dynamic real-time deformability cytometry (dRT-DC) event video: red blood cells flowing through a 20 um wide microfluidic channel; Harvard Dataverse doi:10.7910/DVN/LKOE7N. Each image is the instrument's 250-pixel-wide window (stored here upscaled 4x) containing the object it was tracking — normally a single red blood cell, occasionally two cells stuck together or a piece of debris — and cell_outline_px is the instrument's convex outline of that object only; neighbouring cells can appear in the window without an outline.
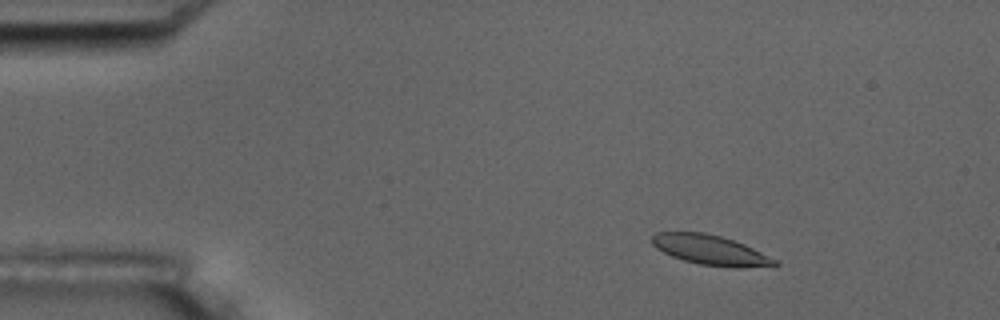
{"species": "common noctule bat (a hibernating species)", "species_latin": "Nyctalus noctula", "temperature_condition": "room temperature", "stored_images_in_passage": 15, "camera_frame_rate_fps": 3000, "um_per_image_px": 0.085, "animal": {"sex": "male", "body_mass_g": 17.5, "forearm_length_mm": 52.3}, "frame": {"image": 1, "passage_image": 3, "time_ms": 2.333, "image_size_px": [1000, 320], "cell_outline_px": [[780, 264], [776, 268], [732, 268], [700, 264], [684, 260], [672, 256], [656, 248], [652, 244], [652, 236], [656, 232], [704, 232], [720, 236], [744, 244], [776, 260]], "centroid_in_image_um": [60.46, 21.28], "position_along_channel_um": 24.5, "area_um2": 21.56}}
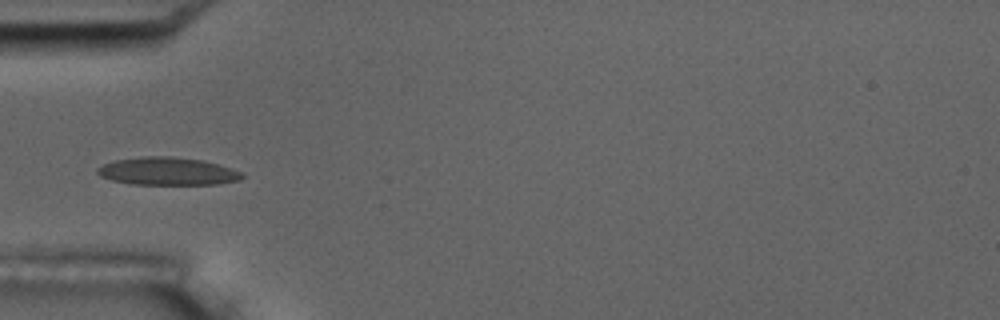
{"frame": {"image": 2, "passage_image": 5, "time_ms": 5.667, "image_size_px": [1000, 320], "cell_outline_px": [[244, 176], [240, 180], [220, 184], [132, 184], [112, 180], [100, 176], [96, 172], [96, 168], [104, 164], [116, 160], [144, 156], [168, 156], [204, 160], [232, 168], [244, 172]], "centroid_in_image_um": [14.28, 14.56], "position_along_channel_um": 70.7, "area_um2": 23.52}, "authors_computed_cell_mechanics": {"area_um2": 21.5594, "velocity_mm_per_s": 3.5811, "shape_relaxation_time_tau1_ms": 3.7396, "shape_relaxation_time_tau2_ms": 2.4758, "deformation_change_tau1": 0.0843, "deformation_change_tau2": 0.0532}}